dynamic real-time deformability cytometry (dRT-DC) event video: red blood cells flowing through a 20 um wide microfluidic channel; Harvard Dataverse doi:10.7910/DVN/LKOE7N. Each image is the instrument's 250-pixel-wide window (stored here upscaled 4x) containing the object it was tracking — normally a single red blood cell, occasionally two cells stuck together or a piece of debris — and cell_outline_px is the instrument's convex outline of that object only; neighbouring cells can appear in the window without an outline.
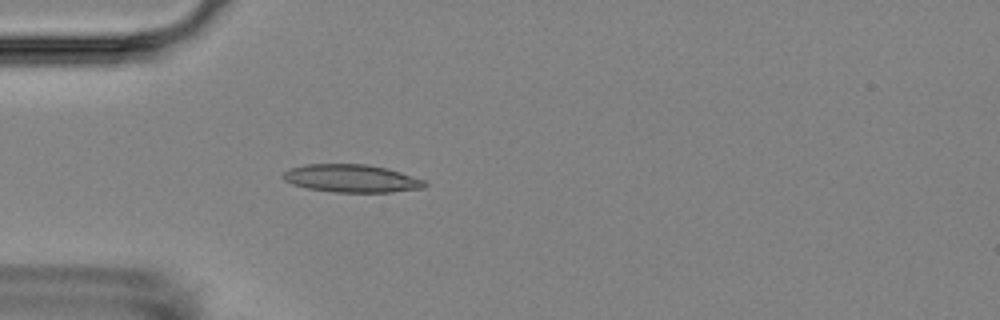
{"species": "Egyptian fruit bat (a non-hibernating species)", "species_latin": "Rousettus aegyptiacus", "temperature_condition": "room temperature", "stored_images_in_passage": 2, "camera_frame_rate_fps": 3000, "um_per_image_px": 0.085, "animal": {"sex": "female"}, "frame": {"image": 1, "passage_image": 2, "time_ms": 1.333, "image_size_px": [1000, 320], "cell_outline_px": [[428, 184], [424, 188], [392, 192], [332, 192], [308, 188], [292, 184], [284, 180], [280, 176], [284, 172], [292, 168], [308, 164], [364, 164], [388, 168], [424, 180]], "centroid_in_image_um": [29.88, 15.17], "position_along_channel_um": 55.1, "area_um2": 22.95}}